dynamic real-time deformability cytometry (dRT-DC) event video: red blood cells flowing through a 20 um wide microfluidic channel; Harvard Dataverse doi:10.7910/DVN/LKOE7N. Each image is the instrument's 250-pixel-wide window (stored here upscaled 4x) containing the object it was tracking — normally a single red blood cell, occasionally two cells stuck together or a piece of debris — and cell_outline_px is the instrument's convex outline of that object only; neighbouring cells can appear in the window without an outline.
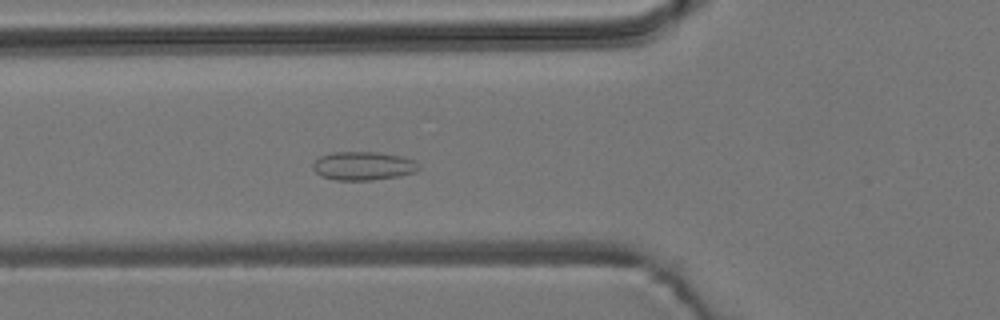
{"species": "common noctule bat (a hibernating species)", "species_latin": "Nyctalus noctula", "temperature_condition": "room temperature", "stored_images_in_passage": 27, "camera_frame_rate_fps": 3000, "um_per_image_px": 0.085, "animal": {"sex": "male", "body_mass_g": 19.2, "forearm_length_mm": 51.8}, "frame": {"image": 1, "passage_image": 3, "time_ms": 0.667, "image_size_px": [1000, 320], "cell_outline_px": [[420, 168], [416, 172], [400, 176], [372, 180], [336, 180], [320, 176], [312, 168], [312, 164], [320, 156], [332, 152], [376, 152], [400, 156], [416, 160]], "centroid_in_image_um": [30.88, 14.1], "position_along_channel_um": 94.9, "area_um2": 17.74}}
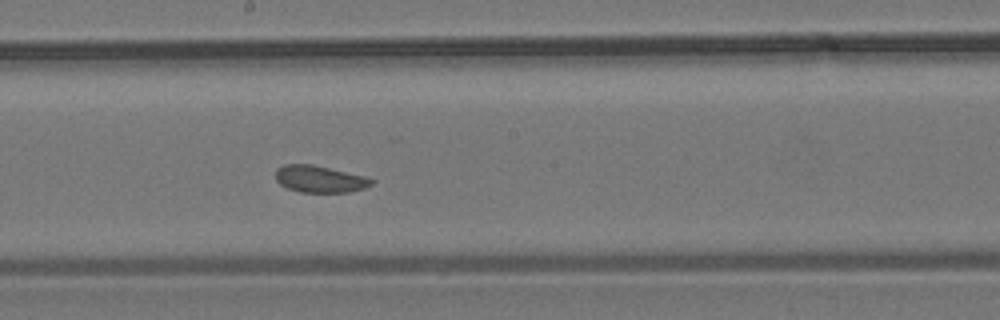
{"frame": {"image": 2, "passage_image": 13, "time_ms": 4.0, "image_size_px": [1000, 320], "cell_outline_px": [[376, 180], [372, 184], [364, 188], [348, 192], [300, 192], [288, 188], [280, 184], [276, 180], [276, 168], [284, 164], [312, 164], [364, 176]], "centroid_in_image_um": [27.16, 15.21], "position_along_channel_um": 221.0, "area_um2": 14.97}}
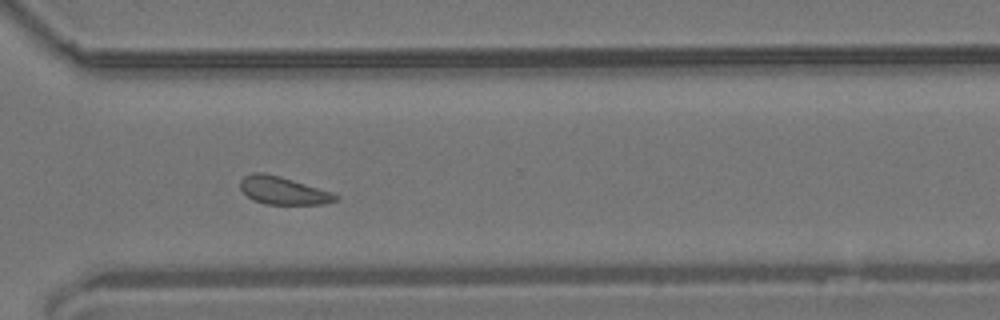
{"frame": {"image": 3, "passage_image": 23, "time_ms": 7.333, "image_size_px": [1000, 320], "cell_outline_px": [[340, 200], [324, 204], [264, 204], [252, 200], [240, 188], [240, 180], [244, 176], [252, 172], [264, 172], [280, 176], [332, 192], [340, 196]], "centroid_in_image_um": [24.08, 16.2], "position_along_channel_um": 346.5, "area_um2": 15.55}}